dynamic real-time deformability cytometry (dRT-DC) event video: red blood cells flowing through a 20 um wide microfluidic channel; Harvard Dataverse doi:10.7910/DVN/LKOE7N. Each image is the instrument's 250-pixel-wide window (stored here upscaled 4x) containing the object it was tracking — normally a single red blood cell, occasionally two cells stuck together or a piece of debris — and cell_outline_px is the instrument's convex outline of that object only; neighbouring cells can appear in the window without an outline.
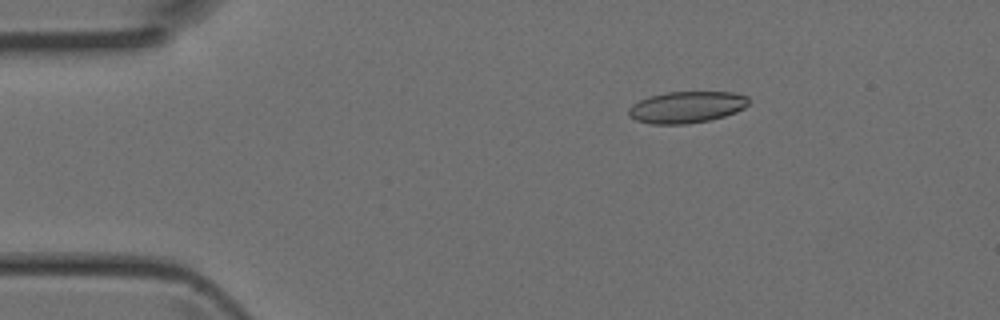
{"species": "Egyptian fruit bat (a non-hibernating species)", "species_latin": "Rousettus aegyptiacus", "temperature_condition": "room temperature", "stored_images_in_passage": 3, "camera_frame_rate_fps": 3000, "um_per_image_px": 0.085, "animal": {"sex": "female"}, "frame": {"image": 1, "passage_image": 2, "time_ms": 0.333, "image_size_px": [1000, 320], "cell_outline_px": [[748, 104], [744, 108], [736, 112], [724, 116], [708, 120], [688, 124], [652, 124], [636, 120], [628, 116], [628, 108], [632, 104], [648, 96], [668, 92], [732, 92], [748, 96]], "centroid_in_image_um": [58.34, 9.11], "position_along_channel_um": 26.7, "area_um2": 22.14}}
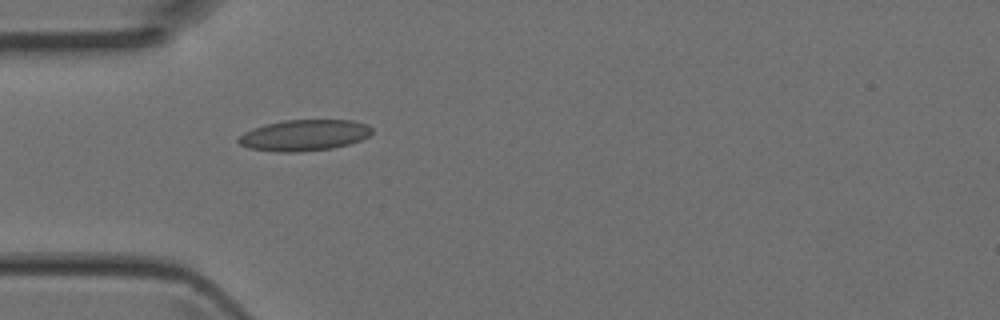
{"frame": {"image": 2, "passage_image": 3, "time_ms": 0.667, "image_size_px": [1000, 320], "cell_outline_px": [[372, 132], [368, 136], [360, 140], [348, 144], [332, 148], [296, 152], [280, 152], [248, 148], [240, 144], [236, 140], [244, 132], [252, 128], [264, 124], [284, 120], [352, 120], [368, 124], [372, 128]], "centroid_in_image_um": [25.84, 11.49], "position_along_channel_um": 59.2, "area_um2": 24.22}}